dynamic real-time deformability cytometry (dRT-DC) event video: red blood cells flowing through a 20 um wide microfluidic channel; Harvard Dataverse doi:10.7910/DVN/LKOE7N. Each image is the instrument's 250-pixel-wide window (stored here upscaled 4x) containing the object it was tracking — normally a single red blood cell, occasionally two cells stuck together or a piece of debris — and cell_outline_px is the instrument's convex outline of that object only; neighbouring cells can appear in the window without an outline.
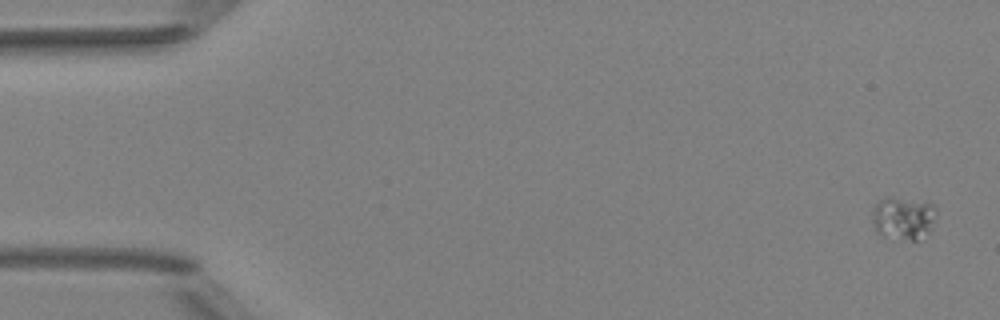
{"species": "Egyptian fruit bat (a non-hibernating species)", "species_latin": "Rousettus aegyptiacus", "temperature_condition": "room temperature", "stored_images_in_passage": 6, "camera_frame_rate_fps": 3000, "um_per_image_px": 0.085, "animal": {"sex": "female"}, "frame": {"image": 1, "passage_image": 1, "time_ms": 0.0, "image_size_px": [1000, 320], "cell_outline_px": [[936, 216], [924, 240], [912, 240], [880, 236], [876, 232], [872, 220], [872, 212], [876, 204], [884, 196], [892, 196], [932, 204], [936, 208]], "centroid_in_image_um": [76.76, 18.55], "position_along_channel_um": 8.2, "area_um2": 16.24}}